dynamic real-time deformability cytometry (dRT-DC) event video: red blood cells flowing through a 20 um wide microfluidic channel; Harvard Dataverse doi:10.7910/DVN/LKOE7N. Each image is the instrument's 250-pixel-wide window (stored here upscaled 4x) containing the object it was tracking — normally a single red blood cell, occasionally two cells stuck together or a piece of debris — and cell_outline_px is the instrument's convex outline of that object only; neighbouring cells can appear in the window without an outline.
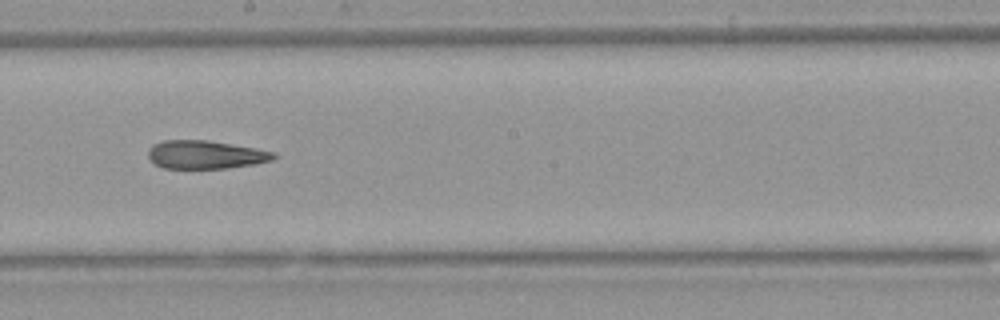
{"species": "Egyptian fruit bat (a non-hibernating species)", "species_latin": "Rousettus aegyptiacus", "temperature_condition": "warm", "stored_images_in_passage": 12, "camera_frame_rate_fps": 3000, "um_per_image_px": 0.085, "animal": {"sex": "female"}, "frame": {"image": 1, "passage_image": 10, "time_ms": 11.667, "image_size_px": [1000, 320], "cell_outline_px": [[276, 156], [272, 160], [256, 164], [228, 168], [164, 168], [156, 164], [148, 156], [148, 148], [152, 144], [160, 140], [208, 140], [256, 148], [276, 152]], "centroid_in_image_um": [17.47, 13.13], "position_along_channel_um": 230.7, "area_um2": 20.81}}
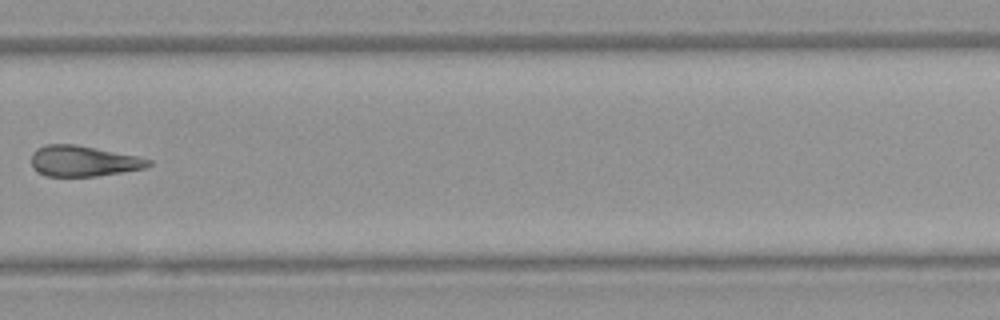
{"frame": {"image": 2, "passage_image": 12, "time_ms": 14.0, "image_size_px": [1000, 320], "cell_outline_px": [[152, 164], [144, 168], [96, 176], [48, 176], [36, 172], [32, 168], [32, 152], [36, 148], [48, 144], [76, 144], [136, 156], [152, 160]], "centroid_in_image_um": [7.04, 13.69], "position_along_channel_um": 322.8, "area_um2": 20.87}}